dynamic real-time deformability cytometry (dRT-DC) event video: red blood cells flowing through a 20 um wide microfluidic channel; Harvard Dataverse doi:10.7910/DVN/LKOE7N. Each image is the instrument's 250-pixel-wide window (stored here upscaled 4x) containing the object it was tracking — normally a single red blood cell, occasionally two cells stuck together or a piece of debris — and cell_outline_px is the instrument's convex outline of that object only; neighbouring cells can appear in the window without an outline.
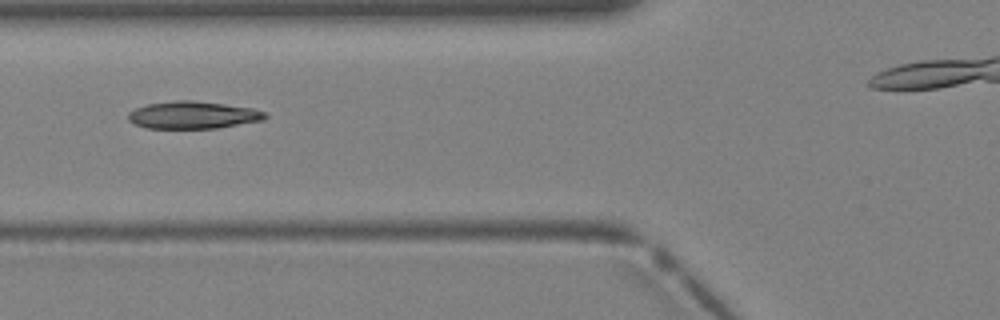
{"species": "Egyptian fruit bat (a non-hibernating species)", "species_latin": "Rousettus aegyptiacus", "temperature_condition": "warm", "stored_images_in_passage": 4, "segment_of_instrument_passage": [1, 2], "camera_frame_rate_fps": 3000, "um_per_image_px": 0.085, "animal": {"sex": "female"}, "frame": {"image": 1, "passage_image": 3, "time_ms": 0.667, "image_size_px": [1000, 320], "cell_outline_px": [[268, 116], [264, 120], [216, 128], [148, 128], [136, 124], [128, 120], [128, 112], [136, 108], [148, 104], [176, 100], [192, 100], [224, 104], [252, 108], [268, 112]], "centroid_in_image_um": [16.43, 9.77], "position_along_channel_um": 109.4, "area_um2": 21.79}}